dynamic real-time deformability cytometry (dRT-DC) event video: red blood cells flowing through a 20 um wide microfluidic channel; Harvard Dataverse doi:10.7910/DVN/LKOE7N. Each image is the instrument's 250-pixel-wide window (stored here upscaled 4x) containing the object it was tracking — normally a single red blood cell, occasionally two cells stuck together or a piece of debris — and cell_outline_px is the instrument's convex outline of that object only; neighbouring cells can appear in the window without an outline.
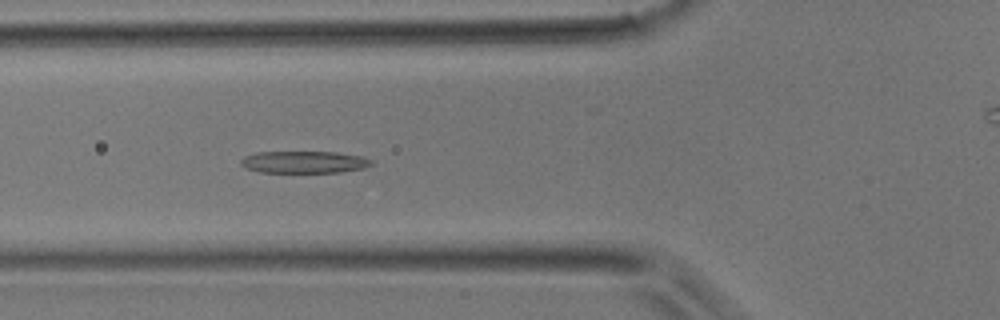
{"species": "common noctule bat (a hibernating species)", "species_latin": "Nyctalus noctula", "temperature_condition": "room temperature", "stored_images_in_passage": 39, "camera_frame_rate_fps": 3000, "um_per_image_px": 0.085, "animal": {"sex": "male", "body_mass_g": 17.9}, "frame": {"image": 1, "passage_image": 10, "time_ms": 3.0, "image_size_px": [1000, 320], "cell_outline_px": [[372, 164], [364, 168], [340, 172], [260, 172], [248, 168], [240, 164], [240, 160], [244, 156], [256, 152], [336, 152], [364, 156], [372, 160]], "centroid_in_image_um": [25.87, 13.77], "position_along_channel_um": 99.9, "area_um2": 16.76}}
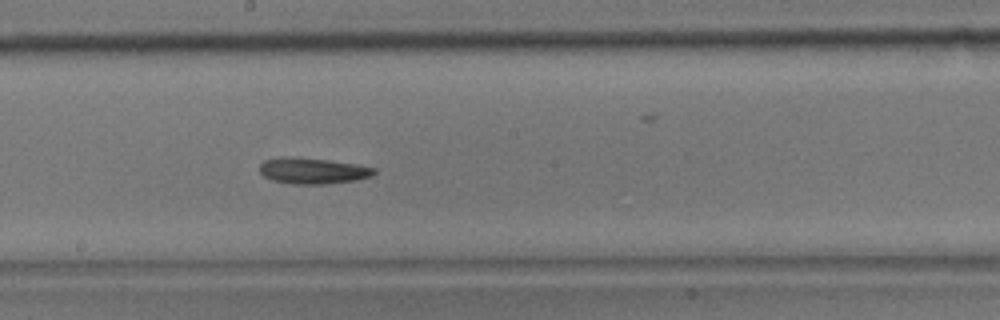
{"frame": {"image": 2, "passage_image": 18, "time_ms": 5.667, "image_size_px": [1000, 320], "cell_outline_px": [[376, 172], [372, 176], [356, 180], [324, 184], [296, 184], [272, 180], [264, 176], [260, 172], [260, 164], [264, 160], [288, 156], [328, 160], [360, 164], [376, 168]], "centroid_in_image_um": [26.62, 14.51], "position_along_channel_um": 221.6, "area_um2": 17.4}}
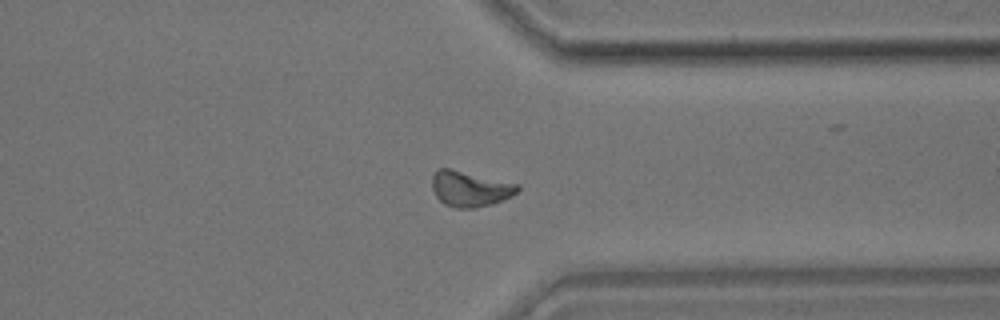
{"frame": {"image": 3, "passage_image": 28, "time_ms": 9.0, "image_size_px": [1000, 320], "cell_outline_px": [[520, 188], [512, 196], [504, 200], [492, 204], [476, 208], [456, 208], [444, 204], [436, 196], [432, 188], [432, 176], [440, 168], [448, 168], [520, 184]], "centroid_in_image_um": [39.97, 16.06], "position_along_channel_um": 371.4, "area_um2": 17.69}}